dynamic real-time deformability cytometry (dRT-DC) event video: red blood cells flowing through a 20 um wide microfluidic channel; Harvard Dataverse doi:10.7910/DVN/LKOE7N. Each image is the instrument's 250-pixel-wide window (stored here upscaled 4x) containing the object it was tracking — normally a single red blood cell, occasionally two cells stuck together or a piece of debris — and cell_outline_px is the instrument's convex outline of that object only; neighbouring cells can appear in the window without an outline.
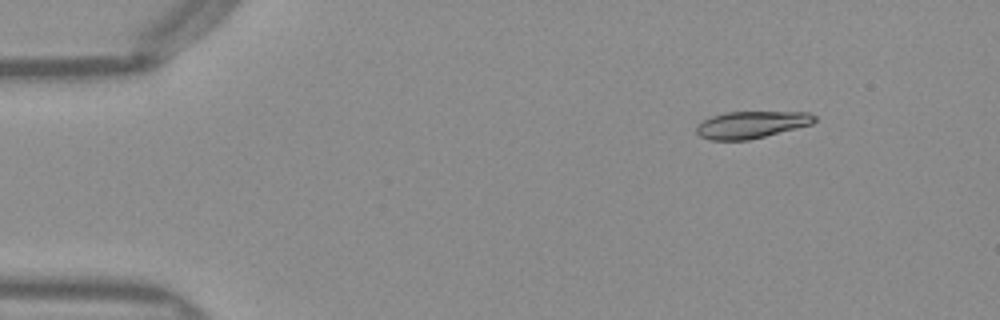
{"species": "Egyptian fruit bat (a non-hibernating species)", "species_latin": "Rousettus aegyptiacus", "temperature_condition": "warm", "stored_images_in_passage": 45, "camera_frame_rate_fps": 3000, "um_per_image_px": 0.085, "frame": {"image": 1, "passage_image": 1, "time_ms": 0.0, "image_size_px": [1000, 320], "cell_outline_px": [[816, 120], [812, 124], [748, 140], [712, 140], [700, 136], [696, 132], [696, 124], [712, 116], [728, 112], [808, 112], [816, 116]], "centroid_in_image_um": [63.86, 10.59], "position_along_channel_um": 21.1, "area_um2": 18.44}}
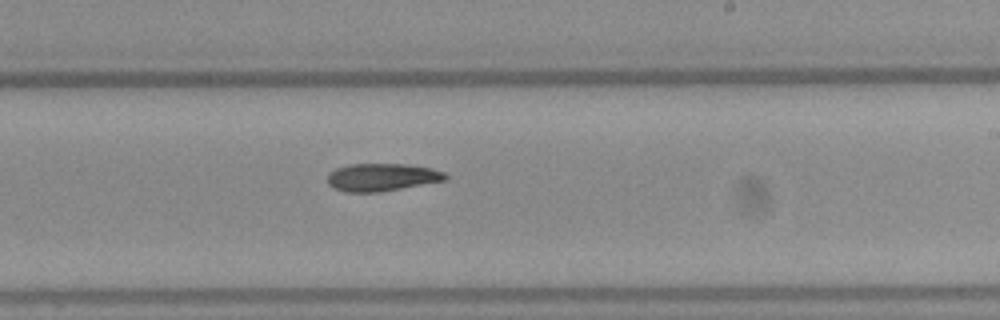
{"frame": {"image": 2, "passage_image": 25, "time_ms": 8.0, "image_size_px": [1000, 320], "cell_outline_px": [[448, 180], [380, 192], [348, 192], [332, 188], [328, 184], [328, 176], [336, 168], [348, 164], [408, 164], [432, 168], [444, 172], [448, 176]], "centroid_in_image_um": [32.49, 15.06], "position_along_channel_um": 256.5, "area_um2": 19.13}}
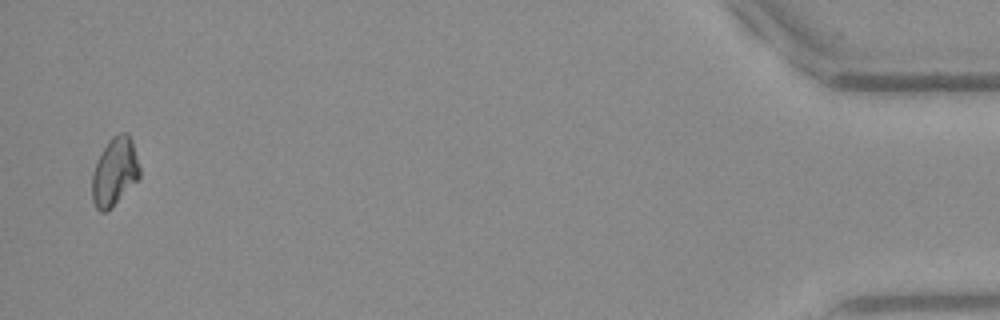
{"frame": {"image": 3, "passage_image": 44, "time_ms": 14.333, "image_size_px": [1000, 320], "cell_outline_px": [[140, 176], [112, 208], [104, 212], [100, 212], [96, 208], [92, 200], [92, 172], [108, 140], [112, 136], [120, 132], [128, 132], [132, 140], [140, 168]], "centroid_in_image_um": [9.74, 14.6], "position_along_channel_um": 425.5, "area_um2": 18.84}}